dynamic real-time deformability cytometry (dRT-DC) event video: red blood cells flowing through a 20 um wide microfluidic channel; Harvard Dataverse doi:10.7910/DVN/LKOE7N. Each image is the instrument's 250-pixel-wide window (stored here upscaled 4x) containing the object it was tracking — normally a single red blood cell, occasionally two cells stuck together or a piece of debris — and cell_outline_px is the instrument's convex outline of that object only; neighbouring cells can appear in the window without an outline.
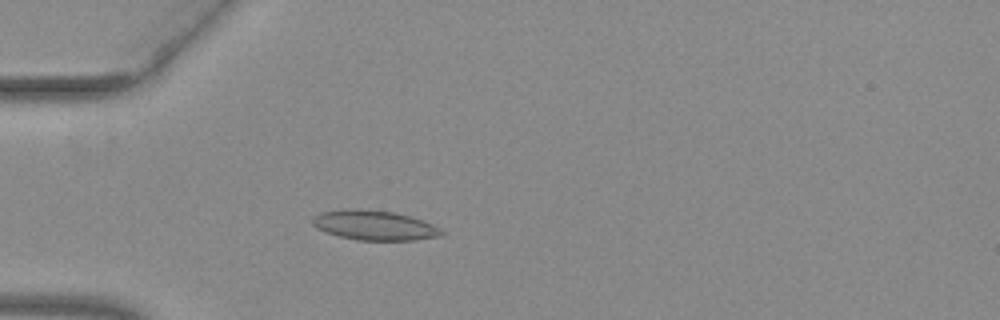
{"species": "common noctule bat (a hibernating species)", "species_latin": "Nyctalus noctula", "temperature_condition": "warm", "stored_images_in_passage": 42, "camera_frame_rate_fps": 3000, "um_per_image_px": 0.085, "animal": {"sex": "female", "body_mass_g": 29.2, "forearm_length_mm": 56.3}, "frame": {"image": 1, "passage_image": 5, "time_ms": 1.333, "image_size_px": [1000, 320], "cell_outline_px": [[448, 232], [440, 236], [416, 240], [356, 240], [340, 236], [316, 228], [312, 224], [312, 216], [320, 212], [344, 208], [360, 208], [396, 212], [412, 216], [432, 224]], "centroid_in_image_um": [31.84, 19.13], "position_along_channel_um": 53.2, "area_um2": 22.77}}
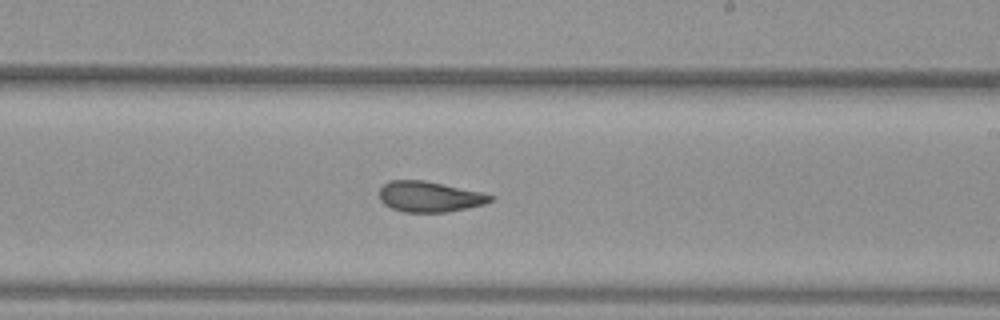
{"frame": {"image": 2, "passage_image": 21, "time_ms": 6.667, "image_size_px": [1000, 320], "cell_outline_px": [[496, 200], [484, 204], [448, 212], [404, 212], [392, 208], [384, 204], [380, 200], [380, 188], [388, 180], [424, 180], [480, 192], [496, 196]], "centroid_in_image_um": [36.52, 16.72], "position_along_channel_um": 252.5, "area_um2": 19.83}}
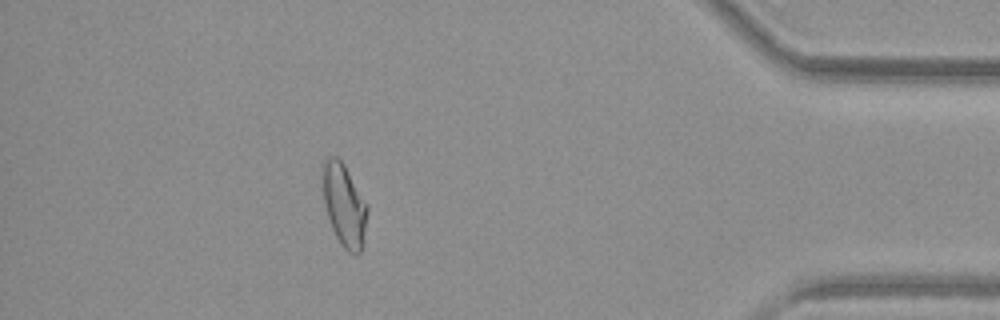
{"frame": {"image": 3, "passage_image": 36, "time_ms": 11.667, "image_size_px": [1000, 320], "cell_outline_px": [[368, 208], [364, 244], [360, 252], [356, 256], [348, 252], [340, 244], [332, 228], [328, 216], [324, 200], [320, 168], [324, 160], [328, 156], [336, 156], [344, 164], [368, 204]], "centroid_in_image_um": [29.26, 17.42], "position_along_channel_um": 405.9, "area_um2": 21.96}, "authors_computed_cell_mechanics": {"area_um2": 20.8947, "velocity_mm_per_s": 3.9704, "shape_relaxation_time_tau1_ms": null, "shape_relaxation_time_tau2_ms": 2.5063, "deformation_change_tau1": null, "deformation_change_tau2": 0.0846}}